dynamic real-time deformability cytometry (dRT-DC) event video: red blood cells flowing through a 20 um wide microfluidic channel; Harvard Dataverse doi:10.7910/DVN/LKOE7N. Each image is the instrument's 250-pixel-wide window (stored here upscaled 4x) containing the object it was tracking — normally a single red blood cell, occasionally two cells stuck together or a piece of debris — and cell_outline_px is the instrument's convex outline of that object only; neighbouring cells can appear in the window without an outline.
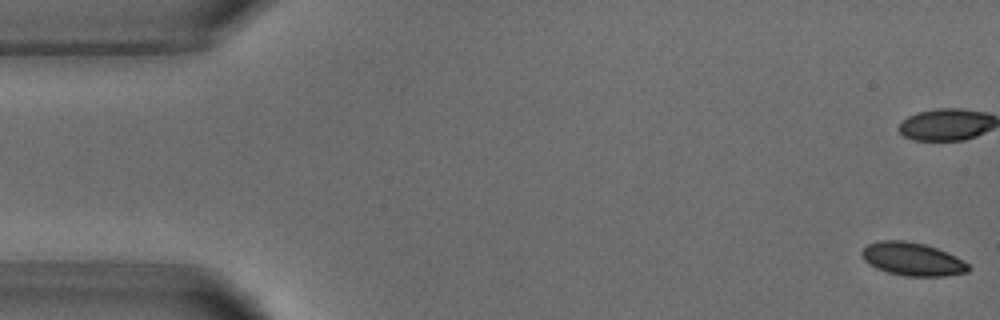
{"species": "common noctule bat (a hibernating species)", "species_latin": "Nyctalus noctula", "temperature_condition": "warm", "stored_images_in_passage": 9, "camera_frame_rate_fps": 3000, "um_per_image_px": 0.085, "animal": {"sex": "male", "body_mass_g": 18.8}, "frame": {"image": 1, "passage_image": 1, "time_ms": 0.0, "image_size_px": [1000, 320], "cell_outline_px": [[972, 268], [968, 272], [944, 276], [904, 276], [888, 272], [876, 268], [868, 264], [864, 260], [860, 252], [868, 244], [880, 240], [904, 240], [924, 244], [948, 252], [964, 260]], "centroid_in_image_um": [77.57, 22.02], "position_along_channel_um": 7.4, "area_um2": 20.75}}
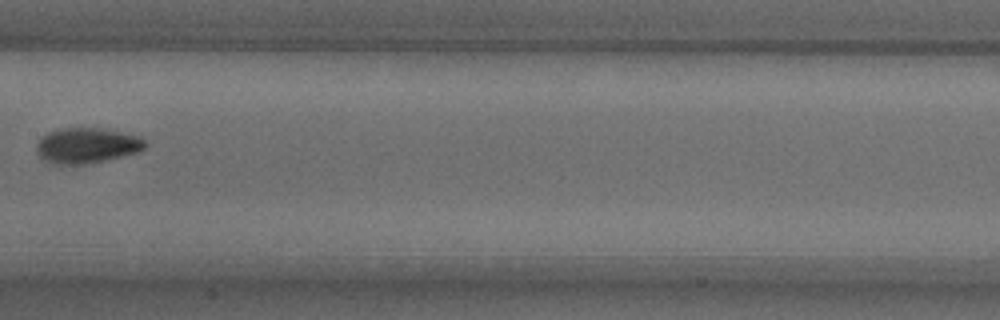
{"frame": {"image": 2, "passage_image": 8, "time_ms": 8.667, "image_size_px": [1000, 320], "cell_outline_px": [[148, 144], [140, 152], [104, 160], [84, 164], [52, 164], [44, 160], [36, 152], [36, 144], [40, 136], [48, 132], [60, 128], [100, 128], [140, 136]], "centroid_in_image_um": [7.36, 12.36], "position_along_channel_um": 200.0, "area_um2": 22.54}}
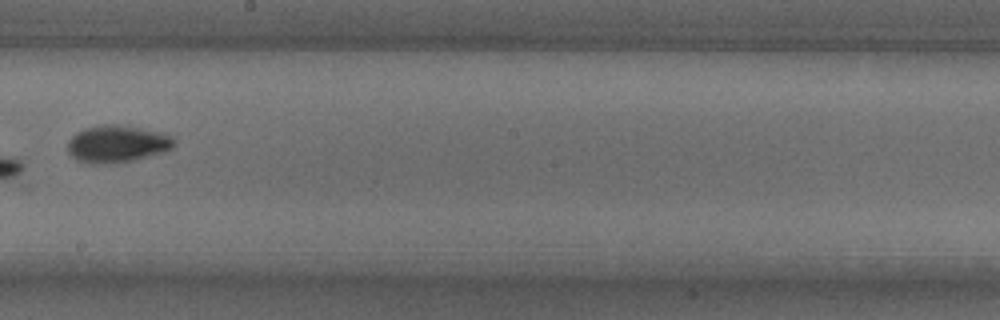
{"frame": {"image": 3, "passage_image": 9, "time_ms": 9.667, "image_size_px": [1000, 320], "cell_outline_px": [[176, 140], [172, 148], [160, 152], [132, 160], [116, 164], [88, 164], [76, 160], [68, 152], [68, 140], [76, 132], [84, 128], [104, 124], [124, 124], [164, 132], [172, 136]], "centroid_in_image_um": [9.94, 12.22], "position_along_channel_um": 238.3, "area_um2": 23.47}}